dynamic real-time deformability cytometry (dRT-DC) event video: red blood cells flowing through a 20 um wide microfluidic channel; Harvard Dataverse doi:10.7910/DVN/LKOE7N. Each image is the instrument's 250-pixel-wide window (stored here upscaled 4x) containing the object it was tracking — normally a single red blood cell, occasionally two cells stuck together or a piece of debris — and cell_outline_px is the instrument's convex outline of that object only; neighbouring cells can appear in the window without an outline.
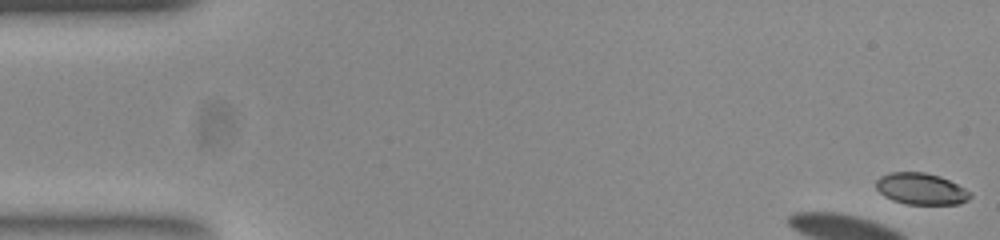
{"species": "common noctule bat (a hibernating species)", "species_latin": "Nyctalus noctula", "temperature_condition": "room temperature", "stored_images_in_passage": 15, "camera_frame_rate_fps": 3000, "um_per_image_px": 0.085, "animal": {"sex": "female", "body_mass_g": 23.0, "forearm_length_mm": 53.4}, "frame": {"image": 1, "passage_image": 1, "time_ms": 0.0, "image_size_px": [1000, 240], "cell_outline_px": [[972, 196], [968, 200], [956, 204], [908, 204], [884, 196], [876, 188], [876, 180], [880, 176], [892, 172], [924, 172], [940, 176], [972, 192]], "centroid_in_image_um": [78.3, 16.04], "position_along_channel_um": 6.7, "area_um2": 17.11}}